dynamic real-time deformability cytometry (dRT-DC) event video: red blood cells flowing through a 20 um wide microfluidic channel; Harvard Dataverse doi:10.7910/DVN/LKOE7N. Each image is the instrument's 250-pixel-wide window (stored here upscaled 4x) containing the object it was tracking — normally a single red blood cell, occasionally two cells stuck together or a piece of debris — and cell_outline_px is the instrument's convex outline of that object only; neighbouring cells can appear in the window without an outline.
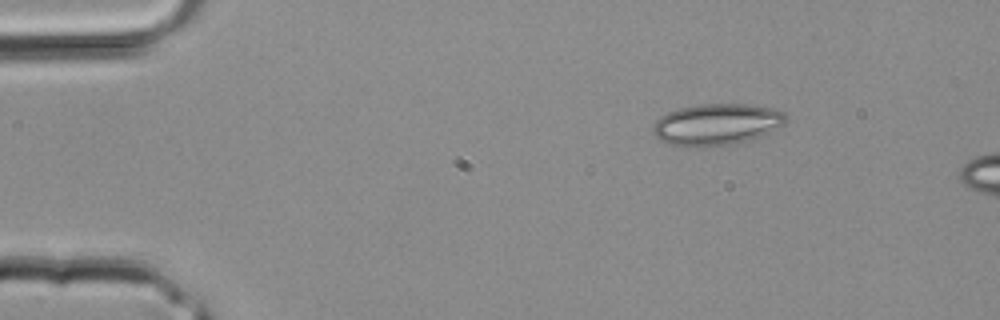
{"species": "common noctule bat (a hibernating species)", "species_latin": "Nyctalus noctula", "temperature_condition": "room temperature", "stored_images_in_passage": 2, "camera_frame_rate_fps": 3000, "um_per_image_px": 0.085, "animal": {"sex": "male", "body_mass_g": 20.4}, "frame": {"image": 1, "passage_image": 1, "time_ms": 0.0, "image_size_px": [1000, 320], "cell_outline_px": [[788, 116], [784, 124], [760, 136], [748, 140], [728, 144], [688, 148], [684, 148], [660, 140], [652, 132], [652, 128], [656, 120], [660, 116], [668, 112], [680, 108], [696, 104], [752, 104], [776, 108], [784, 112]], "centroid_in_image_um": [60.91, 10.56], "position_along_channel_um": 24.1, "area_um2": 32.31}}